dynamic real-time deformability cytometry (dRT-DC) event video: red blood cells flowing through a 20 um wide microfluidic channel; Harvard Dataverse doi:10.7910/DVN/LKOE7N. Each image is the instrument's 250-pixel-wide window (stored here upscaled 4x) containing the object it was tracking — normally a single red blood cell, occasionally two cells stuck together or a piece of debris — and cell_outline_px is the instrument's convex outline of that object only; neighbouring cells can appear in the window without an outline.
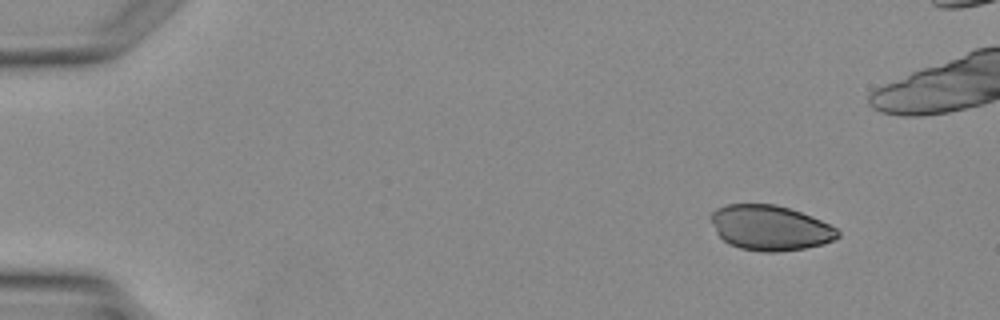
{"species": "Egyptian fruit bat (a non-hibernating species)", "species_latin": "Rousettus aegyptiacus", "temperature_condition": "warm", "stored_images_in_passage": 4, "camera_frame_rate_fps": 3000, "um_per_image_px": 0.085, "animal": {"sex": "female"}, "frame": {"image": 1, "passage_image": 1, "time_ms": 0.0, "image_size_px": [1000, 320], "cell_outline_px": [[840, 236], [824, 244], [804, 248], [776, 252], [760, 252], [740, 248], [728, 244], [716, 232], [708, 216], [716, 208], [728, 204], [776, 204], [800, 212], [820, 220], [836, 228], [840, 232]], "centroid_in_image_um": [65.42, 19.36], "position_along_channel_um": 19.6, "area_um2": 33.35}}